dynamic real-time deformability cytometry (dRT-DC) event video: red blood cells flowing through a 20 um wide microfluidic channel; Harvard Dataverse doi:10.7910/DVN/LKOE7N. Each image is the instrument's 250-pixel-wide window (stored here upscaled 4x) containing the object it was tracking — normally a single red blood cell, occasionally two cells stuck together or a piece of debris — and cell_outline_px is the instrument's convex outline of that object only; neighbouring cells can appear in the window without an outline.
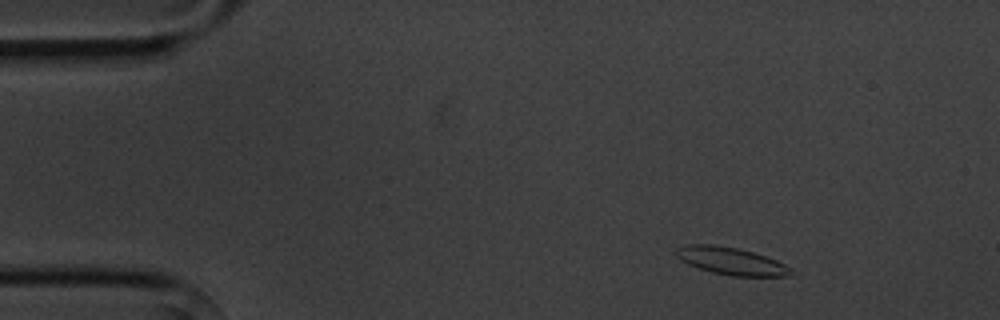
{"species": "common noctule bat (a hibernating species)", "species_latin": "Nyctalus noctula", "temperature_condition": "cold", "stored_images_in_passage": 5, "camera_frame_rate_fps": 3000, "um_per_image_px": 0.085, "animal": {"sex": "male", "body_mass_g": 20.1, "forearm_length_mm": 53.5}, "frame": {"image": 1, "passage_image": 1, "time_ms": 0.0, "image_size_px": [1000, 320], "cell_outline_px": [[796, 272], [788, 276], [732, 276], [712, 272], [688, 264], [680, 260], [676, 256], [676, 248], [688, 244], [712, 244], [740, 248], [776, 260], [792, 268]], "centroid_in_image_um": [62.16, 22.18], "position_along_channel_um": 22.8, "area_um2": 18.38}}
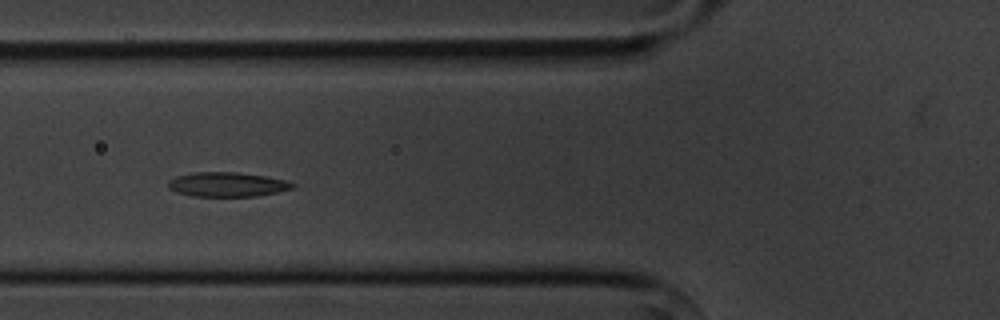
{"frame": {"image": 2, "passage_image": 4, "time_ms": 4.333, "image_size_px": [1000, 320], "cell_outline_px": [[296, 184], [292, 188], [280, 192], [256, 196], [192, 196], [176, 192], [168, 188], [168, 180], [176, 176], [196, 172], [236, 172], [264, 176], [284, 180]], "centroid_in_image_um": [19.29, 15.68], "position_along_channel_um": 106.5, "area_um2": 17.69}}
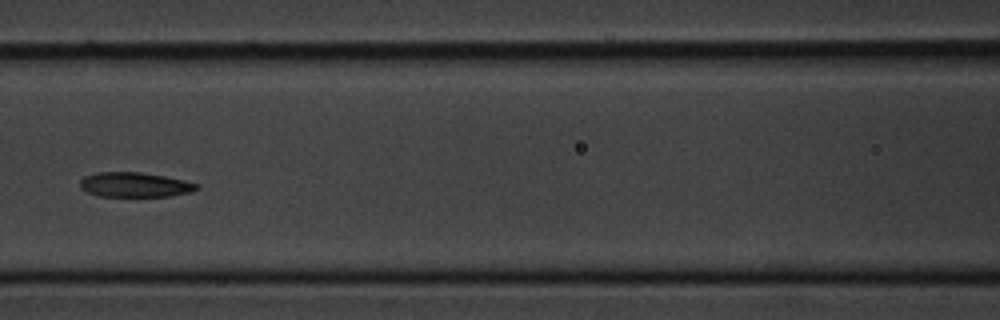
{"frame": {"image": 3, "passage_image": 5, "time_ms": 5.667, "image_size_px": [1000, 320], "cell_outline_px": [[200, 188], [192, 192], [168, 196], [100, 196], [88, 192], [80, 188], [80, 180], [84, 176], [96, 172], [140, 172], [164, 176], [184, 180], [200, 184]], "centroid_in_image_um": [11.47, 15.7], "position_along_channel_um": 155.1, "area_um2": 16.88}}